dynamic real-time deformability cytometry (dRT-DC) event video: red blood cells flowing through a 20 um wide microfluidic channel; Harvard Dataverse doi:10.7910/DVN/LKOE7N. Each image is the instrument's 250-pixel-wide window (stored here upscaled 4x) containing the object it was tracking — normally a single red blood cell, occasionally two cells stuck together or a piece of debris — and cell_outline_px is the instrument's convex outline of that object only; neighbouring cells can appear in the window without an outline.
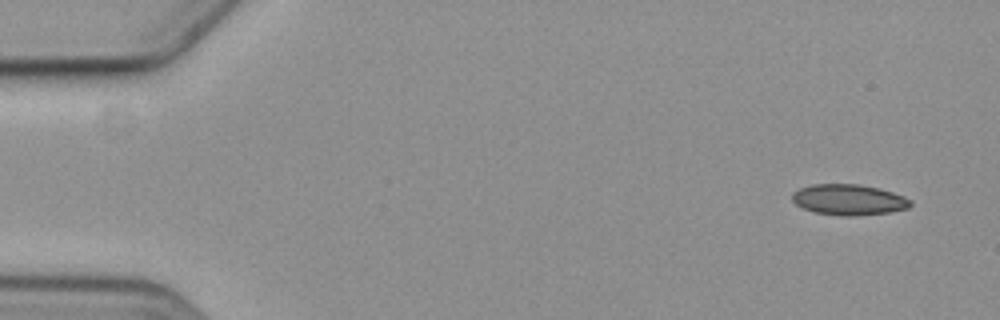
{"species": "common noctule bat (a hibernating species)", "species_latin": "Nyctalus noctula", "temperature_condition": "cold", "stored_images_in_passage": 5, "camera_frame_rate_fps": 3000, "um_per_image_px": 0.085, "animal": {"sex": "female", "body_mass_g": 19.3, "forearm_length_mm": 54.1}, "frame": {"image": 1, "passage_image": 1, "time_ms": 0.0, "image_size_px": [1000, 320], "cell_outline_px": [[912, 204], [908, 208], [888, 212], [848, 216], [844, 216], [816, 212], [804, 208], [796, 204], [792, 200], [792, 192], [800, 188], [812, 184], [860, 184], [880, 188], [892, 192], [908, 200]], "centroid_in_image_um": [72.1, 16.96], "position_along_channel_um": 12.9, "area_um2": 20.87}}
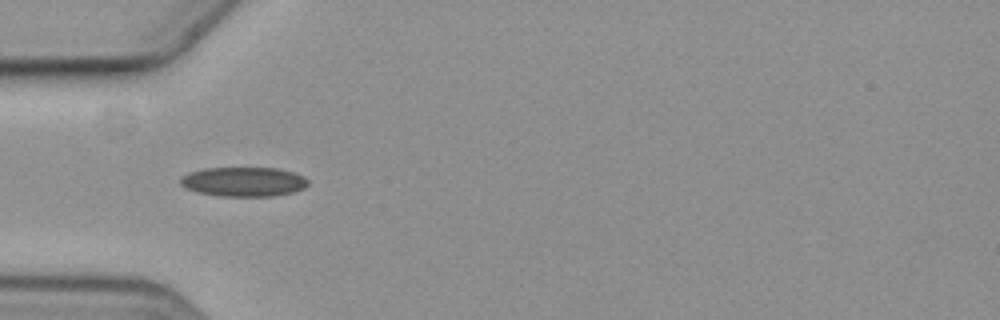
{"frame": {"image": 2, "passage_image": 5, "time_ms": 5.0, "image_size_px": [1000, 320], "cell_outline_px": [[308, 184], [304, 188], [292, 192], [272, 196], [220, 196], [196, 192], [180, 184], [180, 180], [188, 172], [204, 168], [276, 168], [292, 172], [304, 176], [308, 180]], "centroid_in_image_um": [20.71, 15.44], "position_along_channel_um": 64.3, "area_um2": 21.79}}